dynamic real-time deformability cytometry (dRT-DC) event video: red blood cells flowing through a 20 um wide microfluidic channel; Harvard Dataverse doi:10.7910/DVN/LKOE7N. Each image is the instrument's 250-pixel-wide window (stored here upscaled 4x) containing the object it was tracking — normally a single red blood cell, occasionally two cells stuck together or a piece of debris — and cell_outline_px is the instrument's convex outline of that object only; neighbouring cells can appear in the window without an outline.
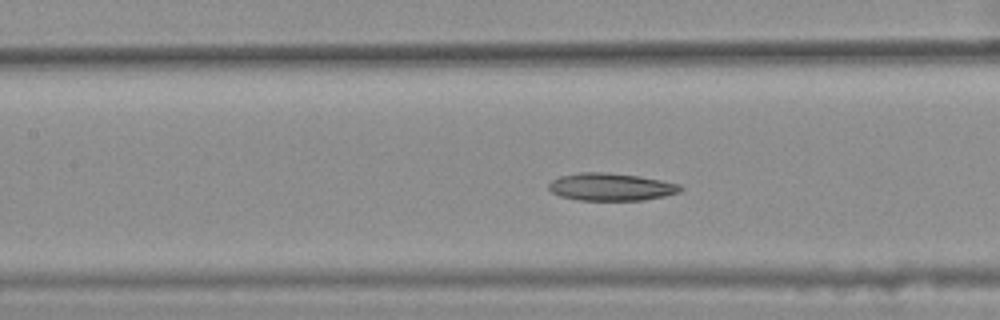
{"species": "common noctule bat (a hibernating species)", "species_latin": "Nyctalus noctula", "temperature_condition": "warm", "stored_images_in_passage": 16, "camera_frame_rate_fps": 3000, "um_per_image_px": 0.085, "animal": {"sex": "female", "body_mass_g": 25.1}, "frame": {"image": 1, "passage_image": 10, "time_ms": 3.0, "image_size_px": [1000, 320], "cell_outline_px": [[684, 188], [680, 192], [664, 196], [644, 200], [576, 200], [560, 196], [552, 192], [548, 188], [548, 184], [552, 180], [560, 176], [580, 172], [608, 172], [636, 176], [660, 180], [680, 184]], "centroid_in_image_um": [51.92, 15.89], "position_along_channel_um": 155.5, "area_um2": 21.15}}
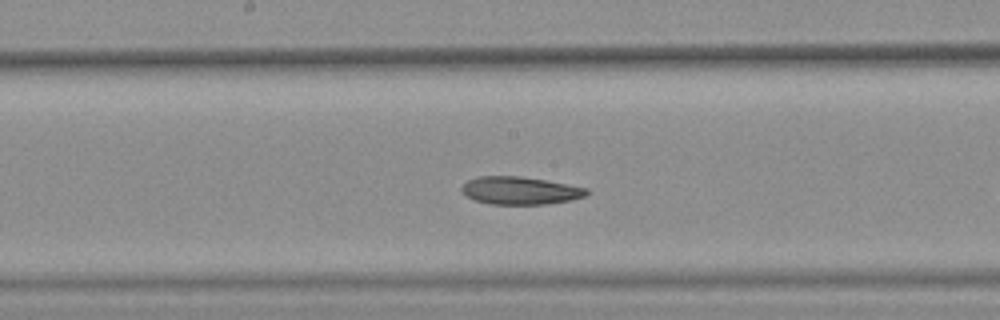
{"frame": {"image": 2, "passage_image": 14, "time_ms": 4.333, "image_size_px": [1000, 320], "cell_outline_px": [[592, 192], [584, 196], [572, 200], [544, 204], [488, 204], [476, 200], [468, 196], [460, 188], [468, 180], [480, 176], [520, 176], [544, 180], [588, 188]], "centroid_in_image_um": [44.24, 16.2], "position_along_channel_um": 204.0, "area_um2": 20.06}}